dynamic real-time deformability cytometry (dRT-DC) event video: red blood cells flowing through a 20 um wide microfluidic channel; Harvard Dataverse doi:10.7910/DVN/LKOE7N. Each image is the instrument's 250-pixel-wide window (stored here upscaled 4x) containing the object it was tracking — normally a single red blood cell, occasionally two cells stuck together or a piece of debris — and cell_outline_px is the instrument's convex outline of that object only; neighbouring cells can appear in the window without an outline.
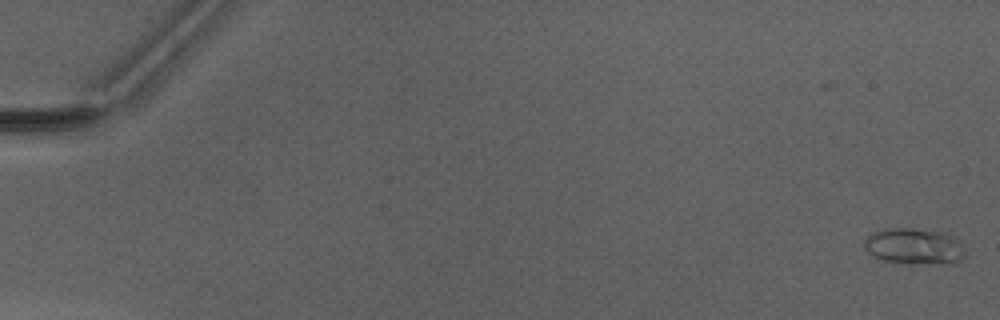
{"species": "Egyptian fruit bat (a non-hibernating species)", "species_latin": "Rousettus aegyptiacus", "temperature_condition": "warm", "stored_images_in_passage": 51, "camera_frame_rate_fps": 3000, "um_per_image_px": 0.085, "animal": {"sex": "male"}, "frame": {"image": 1, "passage_image": 1, "time_ms": 0.0, "image_size_px": [1000, 320], "cell_outline_px": [[964, 256], [956, 264], [948, 264], [884, 260], [872, 256], [864, 248], [864, 240], [872, 232], [884, 228], [912, 228], [944, 232], [956, 236], [964, 252]], "centroid_in_image_um": [77.71, 20.9], "position_along_channel_um": 7.3, "area_um2": 21.1}}
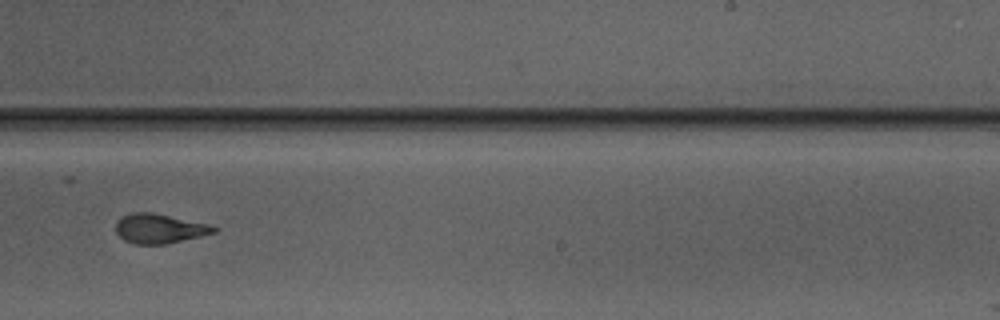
{"frame": {"image": 2, "passage_image": 33, "time_ms": 10.667, "image_size_px": [1000, 320], "cell_outline_px": [[220, 228], [216, 232], [200, 236], [164, 244], [132, 244], [124, 240], [116, 232], [116, 220], [120, 216], [132, 212], [152, 212], [212, 224]], "centroid_in_image_um": [13.56, 19.41], "position_along_channel_um": 275.4, "area_um2": 17.11}}
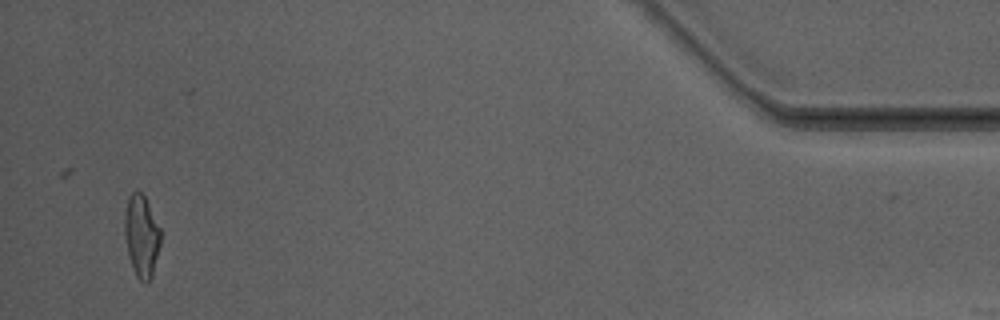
{"frame": {"image": 3, "passage_image": 49, "time_ms": 16.0, "image_size_px": [1000, 320], "cell_outline_px": [[160, 244], [152, 276], [148, 284], [144, 284], [136, 276], [132, 268], [128, 256], [124, 236], [124, 212], [128, 196], [132, 192], [140, 192], [144, 196], [160, 228]], "centroid_in_image_um": [12.0, 20.09], "position_along_channel_um": 423.2, "area_um2": 17.34}, "authors_computed_cell_mechanics": {"area_um2": 17.2822, "velocity_mm_per_s": 4.1791, "shape_relaxation_time_tau1_ms": 7.3602, "shape_relaxation_time_tau2_ms": 1.5008, "deformation_change_tau1": 0.2499, "deformation_change_tau2": 0.101}}